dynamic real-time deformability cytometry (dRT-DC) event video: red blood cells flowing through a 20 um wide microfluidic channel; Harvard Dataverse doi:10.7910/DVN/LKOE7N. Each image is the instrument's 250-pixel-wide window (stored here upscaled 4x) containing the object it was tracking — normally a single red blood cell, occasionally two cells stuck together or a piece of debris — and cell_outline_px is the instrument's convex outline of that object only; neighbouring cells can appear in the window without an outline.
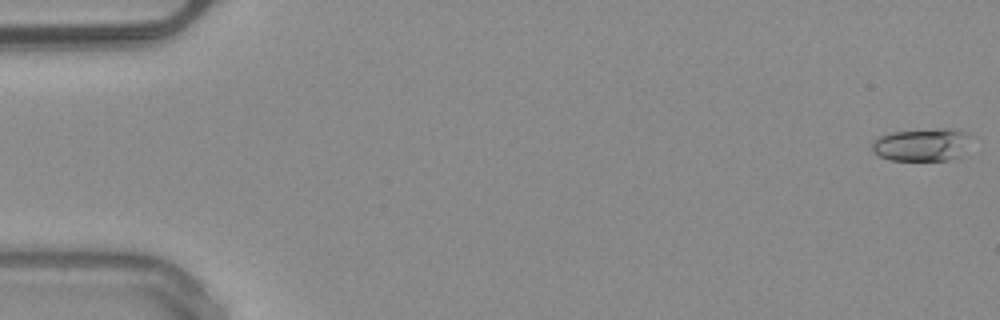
{"species": "common noctule bat (a hibernating species)", "species_latin": "Nyctalus noctula", "temperature_condition": "warm", "stored_images_in_passage": 51, "camera_frame_rate_fps": 3000, "um_per_image_px": 0.085, "animal": {"sex": "male", "body_mass_g": 20.4}, "frame": {"image": 1, "passage_image": 1, "time_ms": 0.0, "image_size_px": [1000, 320], "cell_outline_px": [[968, 132], [960, 156], [948, 160], [892, 160], [880, 156], [872, 152], [872, 140], [880, 136], [892, 132], [936, 128], [960, 128]], "centroid_in_image_um": [78.29, 12.28], "position_along_channel_um": 6.7, "area_um2": 18.73}}
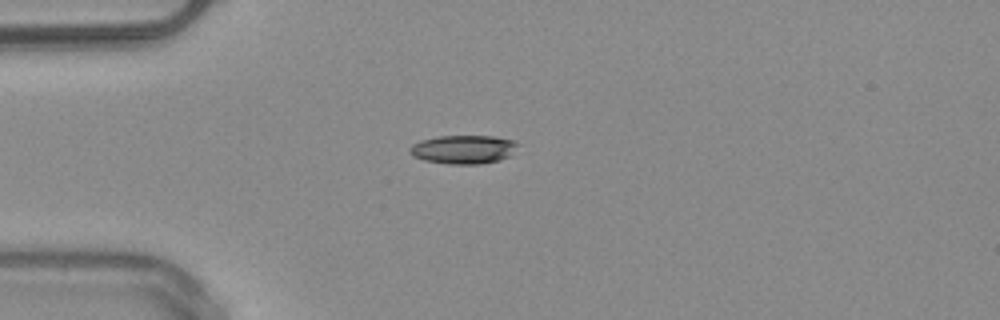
{"frame": {"image": 2, "passage_image": 14, "time_ms": 4.333, "image_size_px": [1000, 320], "cell_outline_px": [[520, 144], [512, 156], [500, 160], [480, 164], [448, 164], [424, 160], [412, 156], [408, 152], [408, 148], [412, 144], [420, 140], [436, 136], [492, 136], [516, 140]], "centroid_in_image_um": [39.41, 12.7], "position_along_channel_um": 45.6, "area_um2": 18.5}}
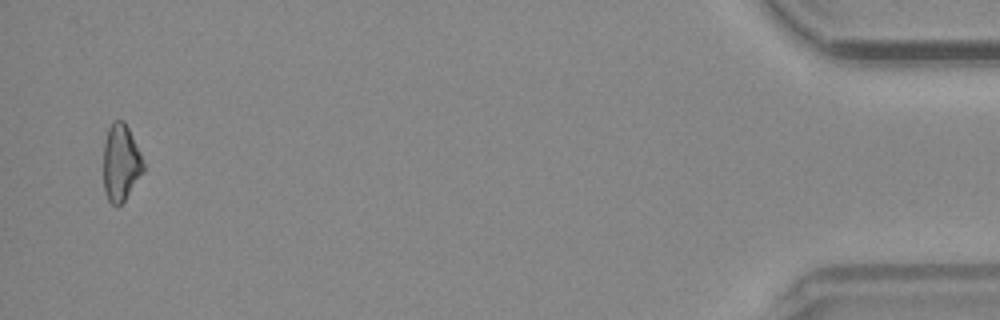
{"frame": {"image": 3, "passage_image": 50, "time_ms": 16.333, "image_size_px": [1000, 320], "cell_outline_px": [[144, 172], [124, 200], [116, 208], [108, 200], [104, 192], [104, 140], [108, 128], [116, 120], [124, 120], [140, 152], [144, 164]], "centroid_in_image_um": [10.27, 13.85], "position_along_channel_um": 424.9, "area_um2": 17.86}, "authors_computed_cell_mechanics": {"area_um2": 18.2648, "velocity_mm_per_s": 4.0285, "shape_relaxation_time_tau1_ms": 3.8564, "shape_relaxation_time_tau2_ms": 3.9101, "deformation_change_tau1": 0.1253, "deformation_change_tau2": 0.1129}}